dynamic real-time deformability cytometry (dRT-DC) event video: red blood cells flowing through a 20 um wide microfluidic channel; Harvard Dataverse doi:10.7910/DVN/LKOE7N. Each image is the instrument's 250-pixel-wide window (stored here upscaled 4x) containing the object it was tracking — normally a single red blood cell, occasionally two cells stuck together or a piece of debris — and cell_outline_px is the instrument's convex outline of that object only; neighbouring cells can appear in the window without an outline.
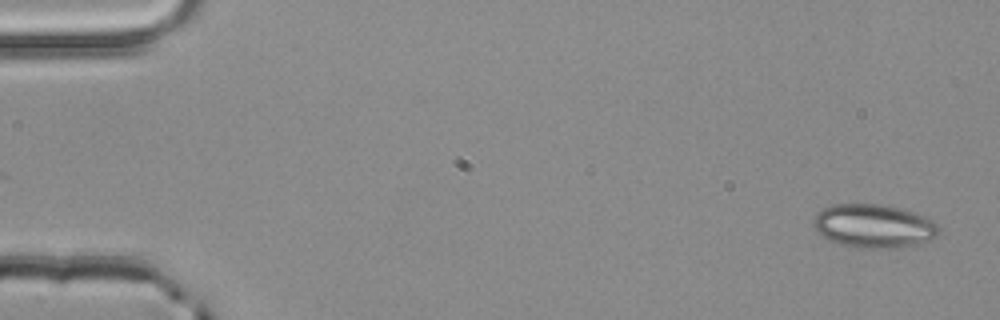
{"species": "common noctule bat (a hibernating species)", "species_latin": "Nyctalus noctula", "temperature_condition": "room temperature", "stored_images_in_passage": 52, "camera_frame_rate_fps": 3000, "um_per_image_px": 0.085, "animal": {"sex": "male", "body_mass_g": 20.4}, "frame": {"image": 1, "passage_image": 2, "time_ms": 0.333, "image_size_px": [1000, 320], "cell_outline_px": [[940, 232], [936, 236], [912, 248], [860, 248], [840, 244], [828, 240], [816, 232], [812, 224], [812, 220], [816, 212], [832, 204], [880, 204], [900, 208], [924, 216], [932, 220], [940, 228]], "centroid_in_image_um": [74.25, 19.23], "position_along_channel_um": 10.7, "area_um2": 32.37}}
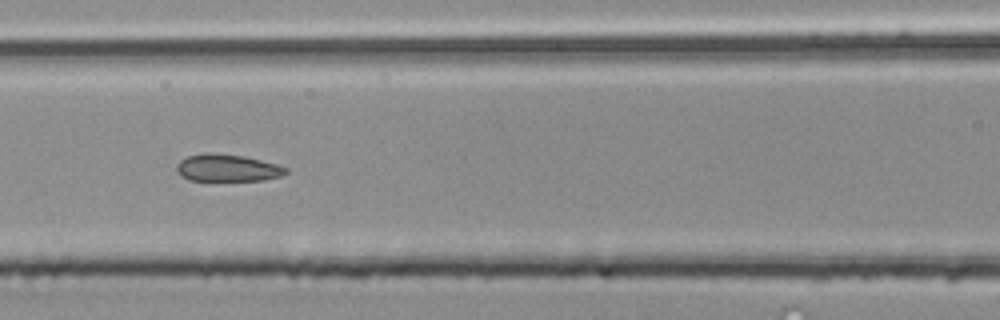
{"frame": {"image": 2, "passage_image": 23, "time_ms": 7.333, "image_size_px": [1000, 320], "cell_outline_px": [[288, 172], [280, 176], [264, 180], [188, 180], [180, 176], [176, 172], [176, 164], [180, 160], [188, 156], [244, 156], [276, 164], [288, 168]], "centroid_in_image_um": [19.35, 14.33], "position_along_channel_um": 147.3, "area_um2": 16.47}}
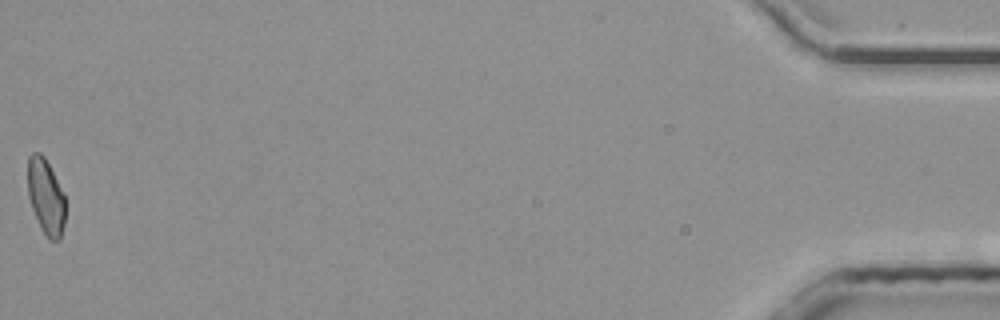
{"frame": {"image": 3, "passage_image": 52, "time_ms": 17.0, "image_size_px": [1000, 320], "cell_outline_px": [[64, 224], [60, 240], [48, 240], [40, 228], [32, 208], [28, 196], [28, 156], [32, 152], [40, 152], [44, 156], [64, 196]], "centroid_in_image_um": [3.87, 16.74], "position_along_channel_um": 431.3, "area_um2": 16.36}, "authors_computed_cell_mechanics": {"area_um2": 17.629, "velocity_mm_per_s": 4.0332, "shape_relaxation_time_tau1_ms": null, "shape_relaxation_time_tau2_ms": 1.4744, "deformation_change_tau1": null, "deformation_change_tau2": 0.0862}}